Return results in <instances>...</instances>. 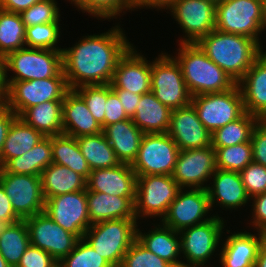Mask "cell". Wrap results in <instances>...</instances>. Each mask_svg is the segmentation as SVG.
Listing matches in <instances>:
<instances>
[{
	"instance_id": "1",
	"label": "cell",
	"mask_w": 266,
	"mask_h": 267,
	"mask_svg": "<svg viewBox=\"0 0 266 267\" xmlns=\"http://www.w3.org/2000/svg\"><path fill=\"white\" fill-rule=\"evenodd\" d=\"M133 44L120 24L106 32L83 36L72 47L63 48V73L69 89L112 82L116 65Z\"/></svg>"
},
{
	"instance_id": "2",
	"label": "cell",
	"mask_w": 266,
	"mask_h": 267,
	"mask_svg": "<svg viewBox=\"0 0 266 267\" xmlns=\"http://www.w3.org/2000/svg\"><path fill=\"white\" fill-rule=\"evenodd\" d=\"M197 44L205 54L238 83L264 52L254 39L214 29Z\"/></svg>"
},
{
	"instance_id": "3",
	"label": "cell",
	"mask_w": 266,
	"mask_h": 267,
	"mask_svg": "<svg viewBox=\"0 0 266 267\" xmlns=\"http://www.w3.org/2000/svg\"><path fill=\"white\" fill-rule=\"evenodd\" d=\"M178 46L173 57L180 65L186 87L192 96L225 92L237 84L197 43H179Z\"/></svg>"
},
{
	"instance_id": "4",
	"label": "cell",
	"mask_w": 266,
	"mask_h": 267,
	"mask_svg": "<svg viewBox=\"0 0 266 267\" xmlns=\"http://www.w3.org/2000/svg\"><path fill=\"white\" fill-rule=\"evenodd\" d=\"M137 219H114L92 224L83 239L112 267H120L129 247L137 239Z\"/></svg>"
},
{
	"instance_id": "5",
	"label": "cell",
	"mask_w": 266,
	"mask_h": 267,
	"mask_svg": "<svg viewBox=\"0 0 266 267\" xmlns=\"http://www.w3.org/2000/svg\"><path fill=\"white\" fill-rule=\"evenodd\" d=\"M10 71L13 76L9 77ZM51 77H65L62 51L25 46L4 58V81H29Z\"/></svg>"
},
{
	"instance_id": "6",
	"label": "cell",
	"mask_w": 266,
	"mask_h": 267,
	"mask_svg": "<svg viewBox=\"0 0 266 267\" xmlns=\"http://www.w3.org/2000/svg\"><path fill=\"white\" fill-rule=\"evenodd\" d=\"M224 221V218L220 217L217 212L210 220L179 232L181 254H183L181 257L184 258L182 261L183 267L210 266V259L216 250L219 252V248H221V238L225 234L223 229L227 225L224 224L226 223Z\"/></svg>"
},
{
	"instance_id": "7",
	"label": "cell",
	"mask_w": 266,
	"mask_h": 267,
	"mask_svg": "<svg viewBox=\"0 0 266 267\" xmlns=\"http://www.w3.org/2000/svg\"><path fill=\"white\" fill-rule=\"evenodd\" d=\"M215 14V29L252 38L263 47V0H223Z\"/></svg>"
},
{
	"instance_id": "8",
	"label": "cell",
	"mask_w": 266,
	"mask_h": 267,
	"mask_svg": "<svg viewBox=\"0 0 266 267\" xmlns=\"http://www.w3.org/2000/svg\"><path fill=\"white\" fill-rule=\"evenodd\" d=\"M150 84L155 97L171 111L192 102L180 65L173 55L162 51L151 61Z\"/></svg>"
},
{
	"instance_id": "9",
	"label": "cell",
	"mask_w": 266,
	"mask_h": 267,
	"mask_svg": "<svg viewBox=\"0 0 266 267\" xmlns=\"http://www.w3.org/2000/svg\"><path fill=\"white\" fill-rule=\"evenodd\" d=\"M4 82L3 102L18 117L29 107L46 101L63 100L69 90L65 77Z\"/></svg>"
},
{
	"instance_id": "10",
	"label": "cell",
	"mask_w": 266,
	"mask_h": 267,
	"mask_svg": "<svg viewBox=\"0 0 266 267\" xmlns=\"http://www.w3.org/2000/svg\"><path fill=\"white\" fill-rule=\"evenodd\" d=\"M180 189L172 175L138 176L135 199L137 221L146 217H158L161 221Z\"/></svg>"
},
{
	"instance_id": "11",
	"label": "cell",
	"mask_w": 266,
	"mask_h": 267,
	"mask_svg": "<svg viewBox=\"0 0 266 267\" xmlns=\"http://www.w3.org/2000/svg\"><path fill=\"white\" fill-rule=\"evenodd\" d=\"M191 104L211 134L245 113L242 94L237 84L225 92L192 96Z\"/></svg>"
},
{
	"instance_id": "12",
	"label": "cell",
	"mask_w": 266,
	"mask_h": 267,
	"mask_svg": "<svg viewBox=\"0 0 266 267\" xmlns=\"http://www.w3.org/2000/svg\"><path fill=\"white\" fill-rule=\"evenodd\" d=\"M179 151L167 133H145L131 167L137 177L172 175Z\"/></svg>"
},
{
	"instance_id": "13",
	"label": "cell",
	"mask_w": 266,
	"mask_h": 267,
	"mask_svg": "<svg viewBox=\"0 0 266 267\" xmlns=\"http://www.w3.org/2000/svg\"><path fill=\"white\" fill-rule=\"evenodd\" d=\"M182 29L178 43H197L215 29L216 5L207 0H175L167 9Z\"/></svg>"
},
{
	"instance_id": "14",
	"label": "cell",
	"mask_w": 266,
	"mask_h": 267,
	"mask_svg": "<svg viewBox=\"0 0 266 267\" xmlns=\"http://www.w3.org/2000/svg\"><path fill=\"white\" fill-rule=\"evenodd\" d=\"M0 184L21 220L44 212L45 198L40 176L6 173L0 168Z\"/></svg>"
},
{
	"instance_id": "15",
	"label": "cell",
	"mask_w": 266,
	"mask_h": 267,
	"mask_svg": "<svg viewBox=\"0 0 266 267\" xmlns=\"http://www.w3.org/2000/svg\"><path fill=\"white\" fill-rule=\"evenodd\" d=\"M210 211L207 189L181 188L160 222L180 232L185 228L210 220L213 217V214L209 215Z\"/></svg>"
},
{
	"instance_id": "16",
	"label": "cell",
	"mask_w": 266,
	"mask_h": 267,
	"mask_svg": "<svg viewBox=\"0 0 266 267\" xmlns=\"http://www.w3.org/2000/svg\"><path fill=\"white\" fill-rule=\"evenodd\" d=\"M215 170V149L212 146L180 150L172 177L180 188L207 189Z\"/></svg>"
},
{
	"instance_id": "17",
	"label": "cell",
	"mask_w": 266,
	"mask_h": 267,
	"mask_svg": "<svg viewBox=\"0 0 266 267\" xmlns=\"http://www.w3.org/2000/svg\"><path fill=\"white\" fill-rule=\"evenodd\" d=\"M44 212L66 231L79 239L92 225L89 220L87 189L45 200Z\"/></svg>"
},
{
	"instance_id": "18",
	"label": "cell",
	"mask_w": 266,
	"mask_h": 267,
	"mask_svg": "<svg viewBox=\"0 0 266 267\" xmlns=\"http://www.w3.org/2000/svg\"><path fill=\"white\" fill-rule=\"evenodd\" d=\"M30 245L49 253L58 263L66 257L80 240L55 223L45 212L25 219Z\"/></svg>"
},
{
	"instance_id": "19",
	"label": "cell",
	"mask_w": 266,
	"mask_h": 267,
	"mask_svg": "<svg viewBox=\"0 0 266 267\" xmlns=\"http://www.w3.org/2000/svg\"><path fill=\"white\" fill-rule=\"evenodd\" d=\"M151 62L131 46L116 65L111 88H119L136 94L151 91Z\"/></svg>"
},
{
	"instance_id": "20",
	"label": "cell",
	"mask_w": 266,
	"mask_h": 267,
	"mask_svg": "<svg viewBox=\"0 0 266 267\" xmlns=\"http://www.w3.org/2000/svg\"><path fill=\"white\" fill-rule=\"evenodd\" d=\"M167 134L177 144L179 150L211 146L212 134L198 118L192 104L171 111Z\"/></svg>"
},
{
	"instance_id": "21",
	"label": "cell",
	"mask_w": 266,
	"mask_h": 267,
	"mask_svg": "<svg viewBox=\"0 0 266 267\" xmlns=\"http://www.w3.org/2000/svg\"><path fill=\"white\" fill-rule=\"evenodd\" d=\"M211 180L207 192L212 212L215 205V207L220 206L222 210L233 211L251 202V198L243 185L240 172L216 168Z\"/></svg>"
},
{
	"instance_id": "22",
	"label": "cell",
	"mask_w": 266,
	"mask_h": 267,
	"mask_svg": "<svg viewBox=\"0 0 266 267\" xmlns=\"http://www.w3.org/2000/svg\"><path fill=\"white\" fill-rule=\"evenodd\" d=\"M137 176L131 164L121 163L112 168L90 172L86 189L118 197H136Z\"/></svg>"
},
{
	"instance_id": "23",
	"label": "cell",
	"mask_w": 266,
	"mask_h": 267,
	"mask_svg": "<svg viewBox=\"0 0 266 267\" xmlns=\"http://www.w3.org/2000/svg\"><path fill=\"white\" fill-rule=\"evenodd\" d=\"M230 233L221 242L219 263L222 267H254L258 256L260 244L265 233L257 231L252 233L248 231H237ZM223 244V245H222Z\"/></svg>"
},
{
	"instance_id": "24",
	"label": "cell",
	"mask_w": 266,
	"mask_h": 267,
	"mask_svg": "<svg viewBox=\"0 0 266 267\" xmlns=\"http://www.w3.org/2000/svg\"><path fill=\"white\" fill-rule=\"evenodd\" d=\"M62 126L63 134L75 138L102 132L101 125L74 89H69L63 98Z\"/></svg>"
},
{
	"instance_id": "25",
	"label": "cell",
	"mask_w": 266,
	"mask_h": 267,
	"mask_svg": "<svg viewBox=\"0 0 266 267\" xmlns=\"http://www.w3.org/2000/svg\"><path fill=\"white\" fill-rule=\"evenodd\" d=\"M237 85L242 94L245 112L263 120L266 116V50L254 61Z\"/></svg>"
},
{
	"instance_id": "26",
	"label": "cell",
	"mask_w": 266,
	"mask_h": 267,
	"mask_svg": "<svg viewBox=\"0 0 266 267\" xmlns=\"http://www.w3.org/2000/svg\"><path fill=\"white\" fill-rule=\"evenodd\" d=\"M154 224V228H151L147 233L141 232L143 230L137 227V240L173 267H183V262L180 260L182 257H180L181 239L179 232L163 225L161 222Z\"/></svg>"
},
{
	"instance_id": "27",
	"label": "cell",
	"mask_w": 266,
	"mask_h": 267,
	"mask_svg": "<svg viewBox=\"0 0 266 267\" xmlns=\"http://www.w3.org/2000/svg\"><path fill=\"white\" fill-rule=\"evenodd\" d=\"M135 199L136 197H118L87 190L90 223L114 219H136Z\"/></svg>"
},
{
	"instance_id": "28",
	"label": "cell",
	"mask_w": 266,
	"mask_h": 267,
	"mask_svg": "<svg viewBox=\"0 0 266 267\" xmlns=\"http://www.w3.org/2000/svg\"><path fill=\"white\" fill-rule=\"evenodd\" d=\"M121 163L132 164L138 155L144 133L131 118L122 120L102 129Z\"/></svg>"
},
{
	"instance_id": "29",
	"label": "cell",
	"mask_w": 266,
	"mask_h": 267,
	"mask_svg": "<svg viewBox=\"0 0 266 267\" xmlns=\"http://www.w3.org/2000/svg\"><path fill=\"white\" fill-rule=\"evenodd\" d=\"M170 117L171 110L150 91L141 95L132 121L144 134L167 133Z\"/></svg>"
},
{
	"instance_id": "30",
	"label": "cell",
	"mask_w": 266,
	"mask_h": 267,
	"mask_svg": "<svg viewBox=\"0 0 266 267\" xmlns=\"http://www.w3.org/2000/svg\"><path fill=\"white\" fill-rule=\"evenodd\" d=\"M45 200L86 189V179L66 166L50 164L40 174Z\"/></svg>"
},
{
	"instance_id": "31",
	"label": "cell",
	"mask_w": 266,
	"mask_h": 267,
	"mask_svg": "<svg viewBox=\"0 0 266 267\" xmlns=\"http://www.w3.org/2000/svg\"><path fill=\"white\" fill-rule=\"evenodd\" d=\"M63 100H51L27 108L19 117L44 136L63 134Z\"/></svg>"
},
{
	"instance_id": "32",
	"label": "cell",
	"mask_w": 266,
	"mask_h": 267,
	"mask_svg": "<svg viewBox=\"0 0 266 267\" xmlns=\"http://www.w3.org/2000/svg\"><path fill=\"white\" fill-rule=\"evenodd\" d=\"M52 163L51 136H45L30 151L8 160L1 169L6 173L40 176Z\"/></svg>"
},
{
	"instance_id": "33",
	"label": "cell",
	"mask_w": 266,
	"mask_h": 267,
	"mask_svg": "<svg viewBox=\"0 0 266 267\" xmlns=\"http://www.w3.org/2000/svg\"><path fill=\"white\" fill-rule=\"evenodd\" d=\"M45 136L27 125L20 117L11 124L0 154V168L10 159L30 151Z\"/></svg>"
},
{
	"instance_id": "34",
	"label": "cell",
	"mask_w": 266,
	"mask_h": 267,
	"mask_svg": "<svg viewBox=\"0 0 266 267\" xmlns=\"http://www.w3.org/2000/svg\"><path fill=\"white\" fill-rule=\"evenodd\" d=\"M90 170L112 168L121 164L103 132L76 138Z\"/></svg>"
},
{
	"instance_id": "35",
	"label": "cell",
	"mask_w": 266,
	"mask_h": 267,
	"mask_svg": "<svg viewBox=\"0 0 266 267\" xmlns=\"http://www.w3.org/2000/svg\"><path fill=\"white\" fill-rule=\"evenodd\" d=\"M51 147L53 163L66 166L88 179L91 170L75 137L65 134L51 136Z\"/></svg>"
},
{
	"instance_id": "36",
	"label": "cell",
	"mask_w": 266,
	"mask_h": 267,
	"mask_svg": "<svg viewBox=\"0 0 266 267\" xmlns=\"http://www.w3.org/2000/svg\"><path fill=\"white\" fill-rule=\"evenodd\" d=\"M259 120L257 116L245 112L235 121L216 129L211 136V146L222 148L249 142L252 131Z\"/></svg>"
},
{
	"instance_id": "37",
	"label": "cell",
	"mask_w": 266,
	"mask_h": 267,
	"mask_svg": "<svg viewBox=\"0 0 266 267\" xmlns=\"http://www.w3.org/2000/svg\"><path fill=\"white\" fill-rule=\"evenodd\" d=\"M29 245V230L25 220L10 224L0 236V254L10 267H17Z\"/></svg>"
},
{
	"instance_id": "38",
	"label": "cell",
	"mask_w": 266,
	"mask_h": 267,
	"mask_svg": "<svg viewBox=\"0 0 266 267\" xmlns=\"http://www.w3.org/2000/svg\"><path fill=\"white\" fill-rule=\"evenodd\" d=\"M25 31L20 13L0 8V55L3 58L25 47Z\"/></svg>"
},
{
	"instance_id": "39",
	"label": "cell",
	"mask_w": 266,
	"mask_h": 267,
	"mask_svg": "<svg viewBox=\"0 0 266 267\" xmlns=\"http://www.w3.org/2000/svg\"><path fill=\"white\" fill-rule=\"evenodd\" d=\"M73 5L82 13L104 21L117 19L125 11H134V0H76Z\"/></svg>"
},
{
	"instance_id": "40",
	"label": "cell",
	"mask_w": 266,
	"mask_h": 267,
	"mask_svg": "<svg viewBox=\"0 0 266 267\" xmlns=\"http://www.w3.org/2000/svg\"><path fill=\"white\" fill-rule=\"evenodd\" d=\"M215 149L216 168L221 170L241 172L253 162L251 142Z\"/></svg>"
},
{
	"instance_id": "41",
	"label": "cell",
	"mask_w": 266,
	"mask_h": 267,
	"mask_svg": "<svg viewBox=\"0 0 266 267\" xmlns=\"http://www.w3.org/2000/svg\"><path fill=\"white\" fill-rule=\"evenodd\" d=\"M37 24L34 26L26 27L25 31V46L36 49H52L55 51H62L63 48L57 47L60 42L62 25L59 22Z\"/></svg>"
},
{
	"instance_id": "42",
	"label": "cell",
	"mask_w": 266,
	"mask_h": 267,
	"mask_svg": "<svg viewBox=\"0 0 266 267\" xmlns=\"http://www.w3.org/2000/svg\"><path fill=\"white\" fill-rule=\"evenodd\" d=\"M58 267H112L84 239H80L75 248L64 257Z\"/></svg>"
},
{
	"instance_id": "43",
	"label": "cell",
	"mask_w": 266,
	"mask_h": 267,
	"mask_svg": "<svg viewBox=\"0 0 266 267\" xmlns=\"http://www.w3.org/2000/svg\"><path fill=\"white\" fill-rule=\"evenodd\" d=\"M84 100L95 120L104 128V116L107 100L106 85H83L74 89Z\"/></svg>"
},
{
	"instance_id": "44",
	"label": "cell",
	"mask_w": 266,
	"mask_h": 267,
	"mask_svg": "<svg viewBox=\"0 0 266 267\" xmlns=\"http://www.w3.org/2000/svg\"><path fill=\"white\" fill-rule=\"evenodd\" d=\"M120 267H173L170 263L149 251L137 239L125 253Z\"/></svg>"
},
{
	"instance_id": "45",
	"label": "cell",
	"mask_w": 266,
	"mask_h": 267,
	"mask_svg": "<svg viewBox=\"0 0 266 267\" xmlns=\"http://www.w3.org/2000/svg\"><path fill=\"white\" fill-rule=\"evenodd\" d=\"M55 0H41L20 13L25 27L56 22L61 14Z\"/></svg>"
},
{
	"instance_id": "46",
	"label": "cell",
	"mask_w": 266,
	"mask_h": 267,
	"mask_svg": "<svg viewBox=\"0 0 266 267\" xmlns=\"http://www.w3.org/2000/svg\"><path fill=\"white\" fill-rule=\"evenodd\" d=\"M242 182L251 197L266 192V167L251 162L241 172Z\"/></svg>"
},
{
	"instance_id": "47",
	"label": "cell",
	"mask_w": 266,
	"mask_h": 267,
	"mask_svg": "<svg viewBox=\"0 0 266 267\" xmlns=\"http://www.w3.org/2000/svg\"><path fill=\"white\" fill-rule=\"evenodd\" d=\"M17 267H58V262L44 250L29 245Z\"/></svg>"
},
{
	"instance_id": "48",
	"label": "cell",
	"mask_w": 266,
	"mask_h": 267,
	"mask_svg": "<svg viewBox=\"0 0 266 267\" xmlns=\"http://www.w3.org/2000/svg\"><path fill=\"white\" fill-rule=\"evenodd\" d=\"M250 142L253 162L266 167V122L259 120L252 131Z\"/></svg>"
},
{
	"instance_id": "49",
	"label": "cell",
	"mask_w": 266,
	"mask_h": 267,
	"mask_svg": "<svg viewBox=\"0 0 266 267\" xmlns=\"http://www.w3.org/2000/svg\"><path fill=\"white\" fill-rule=\"evenodd\" d=\"M104 127L116 122L129 119L117 94L107 84V100L105 102Z\"/></svg>"
},
{
	"instance_id": "50",
	"label": "cell",
	"mask_w": 266,
	"mask_h": 267,
	"mask_svg": "<svg viewBox=\"0 0 266 267\" xmlns=\"http://www.w3.org/2000/svg\"><path fill=\"white\" fill-rule=\"evenodd\" d=\"M250 200L253 201L250 202V205L252 203L250 225L256 230L255 232L260 231L266 233V192L257 194L251 197Z\"/></svg>"
},
{
	"instance_id": "51",
	"label": "cell",
	"mask_w": 266,
	"mask_h": 267,
	"mask_svg": "<svg viewBox=\"0 0 266 267\" xmlns=\"http://www.w3.org/2000/svg\"><path fill=\"white\" fill-rule=\"evenodd\" d=\"M111 89L119 97V100L122 103V107L124 108L127 117L132 119V117L135 115V111L140 101L141 95L132 93L124 89H119V88H111Z\"/></svg>"
},
{
	"instance_id": "52",
	"label": "cell",
	"mask_w": 266,
	"mask_h": 267,
	"mask_svg": "<svg viewBox=\"0 0 266 267\" xmlns=\"http://www.w3.org/2000/svg\"><path fill=\"white\" fill-rule=\"evenodd\" d=\"M18 116L2 101L0 102V154L6 140L8 130Z\"/></svg>"
},
{
	"instance_id": "53",
	"label": "cell",
	"mask_w": 266,
	"mask_h": 267,
	"mask_svg": "<svg viewBox=\"0 0 266 267\" xmlns=\"http://www.w3.org/2000/svg\"><path fill=\"white\" fill-rule=\"evenodd\" d=\"M0 220L9 221L11 224L21 220L14 212L11 199L6 195L5 190L0 184Z\"/></svg>"
},
{
	"instance_id": "54",
	"label": "cell",
	"mask_w": 266,
	"mask_h": 267,
	"mask_svg": "<svg viewBox=\"0 0 266 267\" xmlns=\"http://www.w3.org/2000/svg\"><path fill=\"white\" fill-rule=\"evenodd\" d=\"M39 1L41 0H0V8L9 12L21 13Z\"/></svg>"
},
{
	"instance_id": "55",
	"label": "cell",
	"mask_w": 266,
	"mask_h": 267,
	"mask_svg": "<svg viewBox=\"0 0 266 267\" xmlns=\"http://www.w3.org/2000/svg\"><path fill=\"white\" fill-rule=\"evenodd\" d=\"M175 0H134V10L136 9H156L159 11L161 9H168Z\"/></svg>"
},
{
	"instance_id": "56",
	"label": "cell",
	"mask_w": 266,
	"mask_h": 267,
	"mask_svg": "<svg viewBox=\"0 0 266 267\" xmlns=\"http://www.w3.org/2000/svg\"><path fill=\"white\" fill-rule=\"evenodd\" d=\"M254 267H266V233L263 235Z\"/></svg>"
},
{
	"instance_id": "57",
	"label": "cell",
	"mask_w": 266,
	"mask_h": 267,
	"mask_svg": "<svg viewBox=\"0 0 266 267\" xmlns=\"http://www.w3.org/2000/svg\"><path fill=\"white\" fill-rule=\"evenodd\" d=\"M4 94H5L4 58L0 55V102L3 101Z\"/></svg>"
},
{
	"instance_id": "58",
	"label": "cell",
	"mask_w": 266,
	"mask_h": 267,
	"mask_svg": "<svg viewBox=\"0 0 266 267\" xmlns=\"http://www.w3.org/2000/svg\"><path fill=\"white\" fill-rule=\"evenodd\" d=\"M11 223L9 221H1L0 220V236L2 232H4L10 225Z\"/></svg>"
},
{
	"instance_id": "59",
	"label": "cell",
	"mask_w": 266,
	"mask_h": 267,
	"mask_svg": "<svg viewBox=\"0 0 266 267\" xmlns=\"http://www.w3.org/2000/svg\"><path fill=\"white\" fill-rule=\"evenodd\" d=\"M266 29V0H263V31Z\"/></svg>"
},
{
	"instance_id": "60",
	"label": "cell",
	"mask_w": 266,
	"mask_h": 267,
	"mask_svg": "<svg viewBox=\"0 0 266 267\" xmlns=\"http://www.w3.org/2000/svg\"><path fill=\"white\" fill-rule=\"evenodd\" d=\"M0 267H10L7 262L5 261V259L2 257V255L0 254Z\"/></svg>"
},
{
	"instance_id": "61",
	"label": "cell",
	"mask_w": 266,
	"mask_h": 267,
	"mask_svg": "<svg viewBox=\"0 0 266 267\" xmlns=\"http://www.w3.org/2000/svg\"><path fill=\"white\" fill-rule=\"evenodd\" d=\"M207 1H211L213 4L217 5L221 3L223 0H207Z\"/></svg>"
},
{
	"instance_id": "62",
	"label": "cell",
	"mask_w": 266,
	"mask_h": 267,
	"mask_svg": "<svg viewBox=\"0 0 266 267\" xmlns=\"http://www.w3.org/2000/svg\"><path fill=\"white\" fill-rule=\"evenodd\" d=\"M69 2H71V4H73L76 0H67Z\"/></svg>"
}]
</instances>
